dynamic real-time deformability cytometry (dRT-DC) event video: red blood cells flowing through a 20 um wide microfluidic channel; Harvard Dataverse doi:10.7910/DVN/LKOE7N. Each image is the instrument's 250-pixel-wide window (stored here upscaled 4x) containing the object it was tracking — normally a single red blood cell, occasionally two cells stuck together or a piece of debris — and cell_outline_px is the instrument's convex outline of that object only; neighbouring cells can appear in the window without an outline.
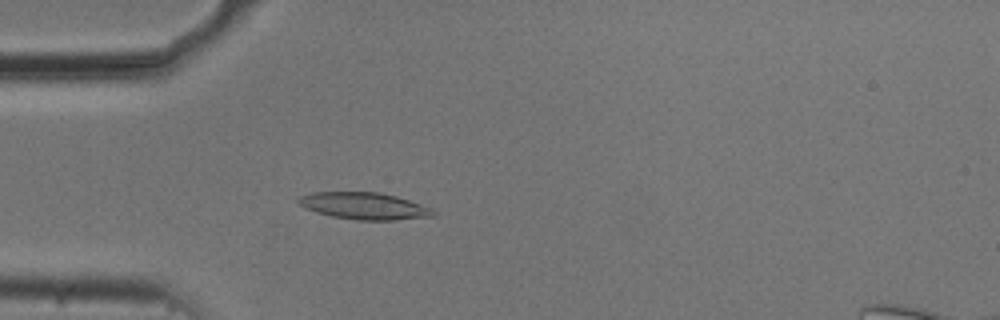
{"species": "common noctule bat (a hibernating species)", "species_latin": "Nyctalus noctula", "temperature_condition": "cold", "stored_images_in_passage": 40, "camera_frame_rate_fps": 3000, "um_per_image_px": 0.085, "animal": {"sex": "male", "body_mass_g": 20.5, "forearm_length_mm": 52.5}, "frame": {"image": 1, "passage_image": 10, "time_ms": 3.0, "image_size_px": [1000, 320], "cell_outline_px": [[436, 216], [392, 220], [356, 220], [332, 216], [316, 212], [304, 208], [296, 200], [300, 196], [312, 192], [380, 192], [396, 196], [432, 208], [436, 212]], "centroid_in_image_um": [30.95, 17.5], "position_along_channel_um": 54.0, "area_um2": 21.15}}
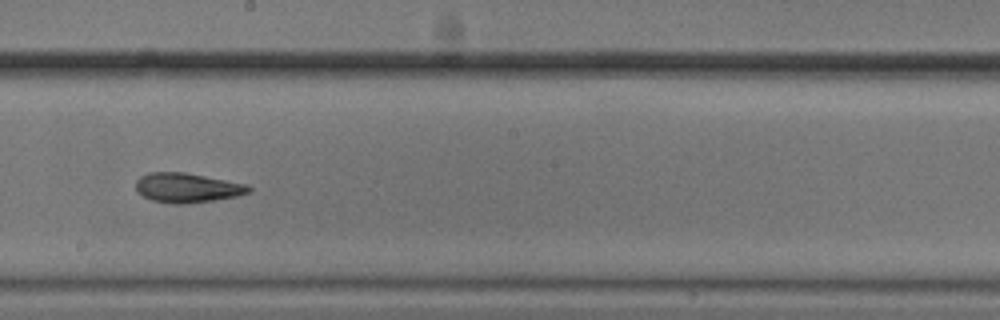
{"frame": {"image": 2, "passage_image": 25, "time_ms": 8.0, "image_size_px": [1000, 320], "cell_outline_px": [[252, 192], [236, 196], [212, 200], [184, 204], [172, 204], [152, 200], [136, 192], [136, 180], [140, 176], [148, 172], [184, 172], [248, 184], [252, 188]], "centroid_in_image_um": [15.9, 15.95], "position_along_channel_um": 232.3, "area_um2": 19.54}}
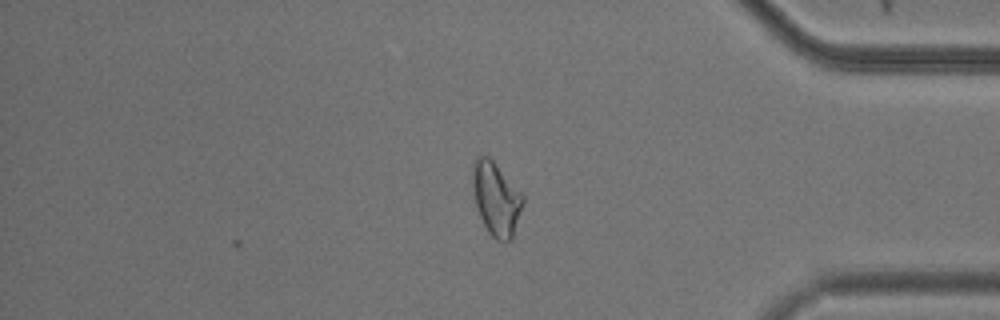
{"frame": {"image": 3, "passage_image": 40, "time_ms": 13.0, "image_size_px": [1000, 320], "cell_outline_px": [[524, 200], [512, 240], [504, 244], [496, 240], [488, 232], [480, 216], [476, 204], [472, 188], [472, 160], [476, 156], [488, 156], [492, 160], [524, 196]], "centroid_in_image_um": [42.15, 16.92], "position_along_channel_um": 393.0, "area_um2": 21.56}, "authors_computed_cell_mechanics": {"area_um2": 19.7098, "velocity_mm_per_s": 3.6964, "shape_relaxation_time_tau1_ms": null, "shape_relaxation_time_tau2_ms": 4.4535, "deformation_change_tau1": null, "deformation_change_tau2": 0.1094}}